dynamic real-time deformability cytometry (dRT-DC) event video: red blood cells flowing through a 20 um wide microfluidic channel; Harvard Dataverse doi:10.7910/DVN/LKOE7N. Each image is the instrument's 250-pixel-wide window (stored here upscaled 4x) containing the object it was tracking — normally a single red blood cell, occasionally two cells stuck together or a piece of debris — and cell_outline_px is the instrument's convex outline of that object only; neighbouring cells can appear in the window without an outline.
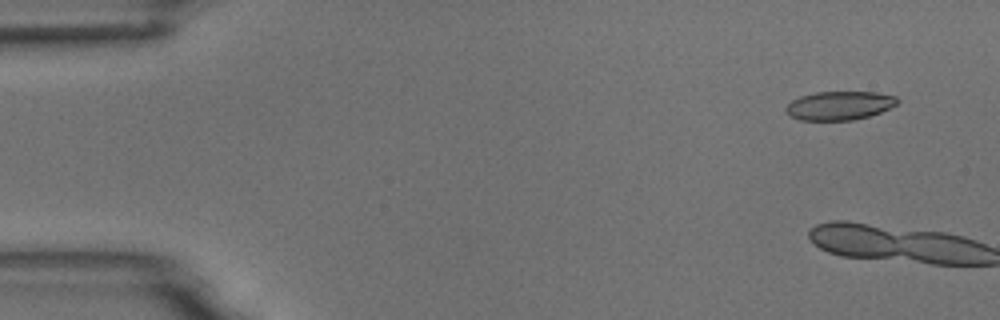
{"species": "common noctule bat (a hibernating species)", "species_latin": "Nyctalus noctula", "temperature_condition": "room temperature", "stored_images_in_passage": 3, "camera_frame_rate_fps": 3000, "um_per_image_px": 0.085, "animal": {"sex": "male", "body_mass_g": 18.8}, "frame": {"image": 1, "passage_image": 1, "time_ms": 0.0, "image_size_px": [1000, 320], "cell_outline_px": [[900, 100], [896, 104], [880, 112], [868, 116], [852, 120], [800, 120], [788, 116], [784, 112], [784, 108], [792, 100], [800, 96], [816, 92], [876, 92], [896, 96]], "centroid_in_image_um": [71.3, 8.97], "position_along_channel_um": 13.7, "area_um2": 18.73}}